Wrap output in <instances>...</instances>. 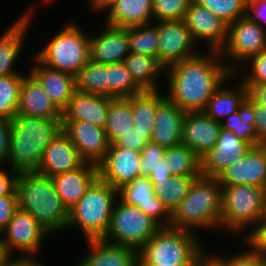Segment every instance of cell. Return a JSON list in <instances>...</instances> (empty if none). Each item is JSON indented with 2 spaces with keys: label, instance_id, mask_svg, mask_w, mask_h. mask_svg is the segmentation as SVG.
Wrapping results in <instances>:
<instances>
[{
  "label": "cell",
  "instance_id": "obj_14",
  "mask_svg": "<svg viewBox=\"0 0 266 266\" xmlns=\"http://www.w3.org/2000/svg\"><path fill=\"white\" fill-rule=\"evenodd\" d=\"M62 130L85 162L98 165L110 148L105 129L89 122L62 121Z\"/></svg>",
  "mask_w": 266,
  "mask_h": 266
},
{
  "label": "cell",
  "instance_id": "obj_55",
  "mask_svg": "<svg viewBox=\"0 0 266 266\" xmlns=\"http://www.w3.org/2000/svg\"><path fill=\"white\" fill-rule=\"evenodd\" d=\"M172 175L171 169L168 168L167 160L161 159L158 164L150 171V180H165L170 178Z\"/></svg>",
  "mask_w": 266,
  "mask_h": 266
},
{
  "label": "cell",
  "instance_id": "obj_52",
  "mask_svg": "<svg viewBox=\"0 0 266 266\" xmlns=\"http://www.w3.org/2000/svg\"><path fill=\"white\" fill-rule=\"evenodd\" d=\"M252 110L258 137L266 144V107L252 101Z\"/></svg>",
  "mask_w": 266,
  "mask_h": 266
},
{
  "label": "cell",
  "instance_id": "obj_7",
  "mask_svg": "<svg viewBox=\"0 0 266 266\" xmlns=\"http://www.w3.org/2000/svg\"><path fill=\"white\" fill-rule=\"evenodd\" d=\"M76 23H67L34 56L44 65L76 76L90 61L89 36Z\"/></svg>",
  "mask_w": 266,
  "mask_h": 266
},
{
  "label": "cell",
  "instance_id": "obj_5",
  "mask_svg": "<svg viewBox=\"0 0 266 266\" xmlns=\"http://www.w3.org/2000/svg\"><path fill=\"white\" fill-rule=\"evenodd\" d=\"M197 235L170 226L161 227L138 250L137 264H197L207 253Z\"/></svg>",
  "mask_w": 266,
  "mask_h": 266
},
{
  "label": "cell",
  "instance_id": "obj_60",
  "mask_svg": "<svg viewBox=\"0 0 266 266\" xmlns=\"http://www.w3.org/2000/svg\"><path fill=\"white\" fill-rule=\"evenodd\" d=\"M263 219L266 221V198H265Z\"/></svg>",
  "mask_w": 266,
  "mask_h": 266
},
{
  "label": "cell",
  "instance_id": "obj_46",
  "mask_svg": "<svg viewBox=\"0 0 266 266\" xmlns=\"http://www.w3.org/2000/svg\"><path fill=\"white\" fill-rule=\"evenodd\" d=\"M255 226L243 240L252 251L266 259V221L262 218Z\"/></svg>",
  "mask_w": 266,
  "mask_h": 266
},
{
  "label": "cell",
  "instance_id": "obj_40",
  "mask_svg": "<svg viewBox=\"0 0 266 266\" xmlns=\"http://www.w3.org/2000/svg\"><path fill=\"white\" fill-rule=\"evenodd\" d=\"M24 77V75L0 77V118L12 120L17 115Z\"/></svg>",
  "mask_w": 266,
  "mask_h": 266
},
{
  "label": "cell",
  "instance_id": "obj_22",
  "mask_svg": "<svg viewBox=\"0 0 266 266\" xmlns=\"http://www.w3.org/2000/svg\"><path fill=\"white\" fill-rule=\"evenodd\" d=\"M35 65L29 73L43 87L53 104L62 112L76 92V77L42 64L33 56Z\"/></svg>",
  "mask_w": 266,
  "mask_h": 266
},
{
  "label": "cell",
  "instance_id": "obj_6",
  "mask_svg": "<svg viewBox=\"0 0 266 266\" xmlns=\"http://www.w3.org/2000/svg\"><path fill=\"white\" fill-rule=\"evenodd\" d=\"M118 190L99 177L69 209L67 228L80 227L87 240L103 239L111 221Z\"/></svg>",
  "mask_w": 266,
  "mask_h": 266
},
{
  "label": "cell",
  "instance_id": "obj_16",
  "mask_svg": "<svg viewBox=\"0 0 266 266\" xmlns=\"http://www.w3.org/2000/svg\"><path fill=\"white\" fill-rule=\"evenodd\" d=\"M221 185H252L266 189V144L251 147L219 177Z\"/></svg>",
  "mask_w": 266,
  "mask_h": 266
},
{
  "label": "cell",
  "instance_id": "obj_33",
  "mask_svg": "<svg viewBox=\"0 0 266 266\" xmlns=\"http://www.w3.org/2000/svg\"><path fill=\"white\" fill-rule=\"evenodd\" d=\"M224 85L225 83L213 94L203 111L208 117L220 123L224 118L237 112L239 105L247 97V88L241 81L233 90Z\"/></svg>",
  "mask_w": 266,
  "mask_h": 266
},
{
  "label": "cell",
  "instance_id": "obj_50",
  "mask_svg": "<svg viewBox=\"0 0 266 266\" xmlns=\"http://www.w3.org/2000/svg\"><path fill=\"white\" fill-rule=\"evenodd\" d=\"M11 135V120L0 118V165L7 163Z\"/></svg>",
  "mask_w": 266,
  "mask_h": 266
},
{
  "label": "cell",
  "instance_id": "obj_31",
  "mask_svg": "<svg viewBox=\"0 0 266 266\" xmlns=\"http://www.w3.org/2000/svg\"><path fill=\"white\" fill-rule=\"evenodd\" d=\"M165 98L158 91H143L127 98L133 105V129L146 135L150 140L155 126L158 104Z\"/></svg>",
  "mask_w": 266,
  "mask_h": 266
},
{
  "label": "cell",
  "instance_id": "obj_3",
  "mask_svg": "<svg viewBox=\"0 0 266 266\" xmlns=\"http://www.w3.org/2000/svg\"><path fill=\"white\" fill-rule=\"evenodd\" d=\"M16 194L18 207L30 213L50 235L67 229L69 209L51 177L36 172L19 173Z\"/></svg>",
  "mask_w": 266,
  "mask_h": 266
},
{
  "label": "cell",
  "instance_id": "obj_34",
  "mask_svg": "<svg viewBox=\"0 0 266 266\" xmlns=\"http://www.w3.org/2000/svg\"><path fill=\"white\" fill-rule=\"evenodd\" d=\"M133 105L127 98L113 99L108 108L105 132L110 143L133 129Z\"/></svg>",
  "mask_w": 266,
  "mask_h": 266
},
{
  "label": "cell",
  "instance_id": "obj_37",
  "mask_svg": "<svg viewBox=\"0 0 266 266\" xmlns=\"http://www.w3.org/2000/svg\"><path fill=\"white\" fill-rule=\"evenodd\" d=\"M76 77V91L108 97V65L89 61Z\"/></svg>",
  "mask_w": 266,
  "mask_h": 266
},
{
  "label": "cell",
  "instance_id": "obj_18",
  "mask_svg": "<svg viewBox=\"0 0 266 266\" xmlns=\"http://www.w3.org/2000/svg\"><path fill=\"white\" fill-rule=\"evenodd\" d=\"M251 146L237 138L233 132L221 128L216 145L202 159V176L218 177L241 158Z\"/></svg>",
  "mask_w": 266,
  "mask_h": 266
},
{
  "label": "cell",
  "instance_id": "obj_53",
  "mask_svg": "<svg viewBox=\"0 0 266 266\" xmlns=\"http://www.w3.org/2000/svg\"><path fill=\"white\" fill-rule=\"evenodd\" d=\"M247 96L255 103L266 107V83L244 84Z\"/></svg>",
  "mask_w": 266,
  "mask_h": 266
},
{
  "label": "cell",
  "instance_id": "obj_58",
  "mask_svg": "<svg viewBox=\"0 0 266 266\" xmlns=\"http://www.w3.org/2000/svg\"><path fill=\"white\" fill-rule=\"evenodd\" d=\"M197 264H176V265H157V264H137V266H196Z\"/></svg>",
  "mask_w": 266,
  "mask_h": 266
},
{
  "label": "cell",
  "instance_id": "obj_15",
  "mask_svg": "<svg viewBox=\"0 0 266 266\" xmlns=\"http://www.w3.org/2000/svg\"><path fill=\"white\" fill-rule=\"evenodd\" d=\"M183 20L196 45L199 41H205L209 51L218 52L225 45L228 25L194 0L185 12Z\"/></svg>",
  "mask_w": 266,
  "mask_h": 266
},
{
  "label": "cell",
  "instance_id": "obj_36",
  "mask_svg": "<svg viewBox=\"0 0 266 266\" xmlns=\"http://www.w3.org/2000/svg\"><path fill=\"white\" fill-rule=\"evenodd\" d=\"M164 158L172 175L202 176V159L187 145L180 144L166 149Z\"/></svg>",
  "mask_w": 266,
  "mask_h": 266
},
{
  "label": "cell",
  "instance_id": "obj_13",
  "mask_svg": "<svg viewBox=\"0 0 266 266\" xmlns=\"http://www.w3.org/2000/svg\"><path fill=\"white\" fill-rule=\"evenodd\" d=\"M140 163L141 152L112 143L104 159L97 165L98 176L118 190L141 177Z\"/></svg>",
  "mask_w": 266,
  "mask_h": 266
},
{
  "label": "cell",
  "instance_id": "obj_11",
  "mask_svg": "<svg viewBox=\"0 0 266 266\" xmlns=\"http://www.w3.org/2000/svg\"><path fill=\"white\" fill-rule=\"evenodd\" d=\"M264 51H266V28L244 16L228 25L226 43L219 53L222 59L228 56L230 60L242 63Z\"/></svg>",
  "mask_w": 266,
  "mask_h": 266
},
{
  "label": "cell",
  "instance_id": "obj_28",
  "mask_svg": "<svg viewBox=\"0 0 266 266\" xmlns=\"http://www.w3.org/2000/svg\"><path fill=\"white\" fill-rule=\"evenodd\" d=\"M17 114L36 118H62V112L30 73L25 75L22 82Z\"/></svg>",
  "mask_w": 266,
  "mask_h": 266
},
{
  "label": "cell",
  "instance_id": "obj_59",
  "mask_svg": "<svg viewBox=\"0 0 266 266\" xmlns=\"http://www.w3.org/2000/svg\"><path fill=\"white\" fill-rule=\"evenodd\" d=\"M7 253L4 251V249L0 245V266H3V263L5 259L7 258Z\"/></svg>",
  "mask_w": 266,
  "mask_h": 266
},
{
  "label": "cell",
  "instance_id": "obj_20",
  "mask_svg": "<svg viewBox=\"0 0 266 266\" xmlns=\"http://www.w3.org/2000/svg\"><path fill=\"white\" fill-rule=\"evenodd\" d=\"M85 161L63 130L44 150L36 173L53 177L81 167Z\"/></svg>",
  "mask_w": 266,
  "mask_h": 266
},
{
  "label": "cell",
  "instance_id": "obj_61",
  "mask_svg": "<svg viewBox=\"0 0 266 266\" xmlns=\"http://www.w3.org/2000/svg\"><path fill=\"white\" fill-rule=\"evenodd\" d=\"M263 266H266V259H264V264H263Z\"/></svg>",
  "mask_w": 266,
  "mask_h": 266
},
{
  "label": "cell",
  "instance_id": "obj_57",
  "mask_svg": "<svg viewBox=\"0 0 266 266\" xmlns=\"http://www.w3.org/2000/svg\"><path fill=\"white\" fill-rule=\"evenodd\" d=\"M196 266H221L210 254L206 253Z\"/></svg>",
  "mask_w": 266,
  "mask_h": 266
},
{
  "label": "cell",
  "instance_id": "obj_32",
  "mask_svg": "<svg viewBox=\"0 0 266 266\" xmlns=\"http://www.w3.org/2000/svg\"><path fill=\"white\" fill-rule=\"evenodd\" d=\"M254 121L252 100L247 96L239 105L238 111L224 118L220 124L222 129L233 132L237 138L253 147L265 144L258 137Z\"/></svg>",
  "mask_w": 266,
  "mask_h": 266
},
{
  "label": "cell",
  "instance_id": "obj_39",
  "mask_svg": "<svg viewBox=\"0 0 266 266\" xmlns=\"http://www.w3.org/2000/svg\"><path fill=\"white\" fill-rule=\"evenodd\" d=\"M129 27L130 52L158 58L159 34L156 23Z\"/></svg>",
  "mask_w": 266,
  "mask_h": 266
},
{
  "label": "cell",
  "instance_id": "obj_12",
  "mask_svg": "<svg viewBox=\"0 0 266 266\" xmlns=\"http://www.w3.org/2000/svg\"><path fill=\"white\" fill-rule=\"evenodd\" d=\"M156 25L159 34L158 61L165 68L199 54L183 19L156 21Z\"/></svg>",
  "mask_w": 266,
  "mask_h": 266
},
{
  "label": "cell",
  "instance_id": "obj_25",
  "mask_svg": "<svg viewBox=\"0 0 266 266\" xmlns=\"http://www.w3.org/2000/svg\"><path fill=\"white\" fill-rule=\"evenodd\" d=\"M28 9L0 37V77L23 75L14 70L13 67L23 48L28 28L31 27L34 10L32 7Z\"/></svg>",
  "mask_w": 266,
  "mask_h": 266
},
{
  "label": "cell",
  "instance_id": "obj_35",
  "mask_svg": "<svg viewBox=\"0 0 266 266\" xmlns=\"http://www.w3.org/2000/svg\"><path fill=\"white\" fill-rule=\"evenodd\" d=\"M201 176L173 175L165 180H150L154 186V192L164 206L172 213L182 199L187 195L196 178Z\"/></svg>",
  "mask_w": 266,
  "mask_h": 266
},
{
  "label": "cell",
  "instance_id": "obj_10",
  "mask_svg": "<svg viewBox=\"0 0 266 266\" xmlns=\"http://www.w3.org/2000/svg\"><path fill=\"white\" fill-rule=\"evenodd\" d=\"M0 235V245L7 255H13L14 250L21 255H36L42 240L50 234L30 213L18 207Z\"/></svg>",
  "mask_w": 266,
  "mask_h": 266
},
{
  "label": "cell",
  "instance_id": "obj_21",
  "mask_svg": "<svg viewBox=\"0 0 266 266\" xmlns=\"http://www.w3.org/2000/svg\"><path fill=\"white\" fill-rule=\"evenodd\" d=\"M220 130V122L204 112H186L182 125V144L202 158L216 145Z\"/></svg>",
  "mask_w": 266,
  "mask_h": 266
},
{
  "label": "cell",
  "instance_id": "obj_42",
  "mask_svg": "<svg viewBox=\"0 0 266 266\" xmlns=\"http://www.w3.org/2000/svg\"><path fill=\"white\" fill-rule=\"evenodd\" d=\"M193 0H152V17L155 22L182 20Z\"/></svg>",
  "mask_w": 266,
  "mask_h": 266
},
{
  "label": "cell",
  "instance_id": "obj_19",
  "mask_svg": "<svg viewBox=\"0 0 266 266\" xmlns=\"http://www.w3.org/2000/svg\"><path fill=\"white\" fill-rule=\"evenodd\" d=\"M104 28L95 37L89 36L90 60L104 65L124 62L130 53L129 27L105 24Z\"/></svg>",
  "mask_w": 266,
  "mask_h": 266
},
{
  "label": "cell",
  "instance_id": "obj_17",
  "mask_svg": "<svg viewBox=\"0 0 266 266\" xmlns=\"http://www.w3.org/2000/svg\"><path fill=\"white\" fill-rule=\"evenodd\" d=\"M118 199L128 205L137 206L160 227H169L171 224V213L156 197L149 177H137L122 186L118 189Z\"/></svg>",
  "mask_w": 266,
  "mask_h": 266
},
{
  "label": "cell",
  "instance_id": "obj_9",
  "mask_svg": "<svg viewBox=\"0 0 266 266\" xmlns=\"http://www.w3.org/2000/svg\"><path fill=\"white\" fill-rule=\"evenodd\" d=\"M160 228L137 206L117 200L109 229L103 239L138 251Z\"/></svg>",
  "mask_w": 266,
  "mask_h": 266
},
{
  "label": "cell",
  "instance_id": "obj_49",
  "mask_svg": "<svg viewBox=\"0 0 266 266\" xmlns=\"http://www.w3.org/2000/svg\"><path fill=\"white\" fill-rule=\"evenodd\" d=\"M245 16L265 28L266 26V0H247Z\"/></svg>",
  "mask_w": 266,
  "mask_h": 266
},
{
  "label": "cell",
  "instance_id": "obj_1",
  "mask_svg": "<svg viewBox=\"0 0 266 266\" xmlns=\"http://www.w3.org/2000/svg\"><path fill=\"white\" fill-rule=\"evenodd\" d=\"M209 53H199L165 68L169 78L165 97L185 112H203L213 94L238 73L239 64H225L218 51Z\"/></svg>",
  "mask_w": 266,
  "mask_h": 266
},
{
  "label": "cell",
  "instance_id": "obj_44",
  "mask_svg": "<svg viewBox=\"0 0 266 266\" xmlns=\"http://www.w3.org/2000/svg\"><path fill=\"white\" fill-rule=\"evenodd\" d=\"M166 149L151 140L141 150V177H149L150 171L164 158Z\"/></svg>",
  "mask_w": 266,
  "mask_h": 266
},
{
  "label": "cell",
  "instance_id": "obj_47",
  "mask_svg": "<svg viewBox=\"0 0 266 266\" xmlns=\"http://www.w3.org/2000/svg\"><path fill=\"white\" fill-rule=\"evenodd\" d=\"M150 141V139L139 133L137 130L132 129L128 133L123 134L115 144L120 147L132 149L141 152L143 147Z\"/></svg>",
  "mask_w": 266,
  "mask_h": 266
},
{
  "label": "cell",
  "instance_id": "obj_56",
  "mask_svg": "<svg viewBox=\"0 0 266 266\" xmlns=\"http://www.w3.org/2000/svg\"><path fill=\"white\" fill-rule=\"evenodd\" d=\"M117 0H90V5L95 10L109 11Z\"/></svg>",
  "mask_w": 266,
  "mask_h": 266
},
{
  "label": "cell",
  "instance_id": "obj_51",
  "mask_svg": "<svg viewBox=\"0 0 266 266\" xmlns=\"http://www.w3.org/2000/svg\"><path fill=\"white\" fill-rule=\"evenodd\" d=\"M0 168V196L4 195H17L16 194V180L18 172L9 168L10 175Z\"/></svg>",
  "mask_w": 266,
  "mask_h": 266
},
{
  "label": "cell",
  "instance_id": "obj_24",
  "mask_svg": "<svg viewBox=\"0 0 266 266\" xmlns=\"http://www.w3.org/2000/svg\"><path fill=\"white\" fill-rule=\"evenodd\" d=\"M185 111L166 97L158 104L151 141L169 149L182 144Z\"/></svg>",
  "mask_w": 266,
  "mask_h": 266
},
{
  "label": "cell",
  "instance_id": "obj_38",
  "mask_svg": "<svg viewBox=\"0 0 266 266\" xmlns=\"http://www.w3.org/2000/svg\"><path fill=\"white\" fill-rule=\"evenodd\" d=\"M142 92L124 62L108 65V97L129 98Z\"/></svg>",
  "mask_w": 266,
  "mask_h": 266
},
{
  "label": "cell",
  "instance_id": "obj_23",
  "mask_svg": "<svg viewBox=\"0 0 266 266\" xmlns=\"http://www.w3.org/2000/svg\"><path fill=\"white\" fill-rule=\"evenodd\" d=\"M113 99L76 91L62 111V121H83L104 128Z\"/></svg>",
  "mask_w": 266,
  "mask_h": 266
},
{
  "label": "cell",
  "instance_id": "obj_45",
  "mask_svg": "<svg viewBox=\"0 0 266 266\" xmlns=\"http://www.w3.org/2000/svg\"><path fill=\"white\" fill-rule=\"evenodd\" d=\"M248 61H250V68L252 69L245 73V77L242 78L241 82L243 84L266 83V51L252 56Z\"/></svg>",
  "mask_w": 266,
  "mask_h": 266
},
{
  "label": "cell",
  "instance_id": "obj_4",
  "mask_svg": "<svg viewBox=\"0 0 266 266\" xmlns=\"http://www.w3.org/2000/svg\"><path fill=\"white\" fill-rule=\"evenodd\" d=\"M222 186L218 179L201 176L171 213L170 227L197 233V228L221 230ZM218 227V228H216Z\"/></svg>",
  "mask_w": 266,
  "mask_h": 266
},
{
  "label": "cell",
  "instance_id": "obj_29",
  "mask_svg": "<svg viewBox=\"0 0 266 266\" xmlns=\"http://www.w3.org/2000/svg\"><path fill=\"white\" fill-rule=\"evenodd\" d=\"M107 12L104 24L109 26L128 28L150 24L152 0H117Z\"/></svg>",
  "mask_w": 266,
  "mask_h": 266
},
{
  "label": "cell",
  "instance_id": "obj_2",
  "mask_svg": "<svg viewBox=\"0 0 266 266\" xmlns=\"http://www.w3.org/2000/svg\"><path fill=\"white\" fill-rule=\"evenodd\" d=\"M62 131V118H36L16 115L11 120V135L7 162L10 169L36 172L42 154Z\"/></svg>",
  "mask_w": 266,
  "mask_h": 266
},
{
  "label": "cell",
  "instance_id": "obj_41",
  "mask_svg": "<svg viewBox=\"0 0 266 266\" xmlns=\"http://www.w3.org/2000/svg\"><path fill=\"white\" fill-rule=\"evenodd\" d=\"M200 6L207 8L227 25L242 18L246 14L247 0H194Z\"/></svg>",
  "mask_w": 266,
  "mask_h": 266
},
{
  "label": "cell",
  "instance_id": "obj_43",
  "mask_svg": "<svg viewBox=\"0 0 266 266\" xmlns=\"http://www.w3.org/2000/svg\"><path fill=\"white\" fill-rule=\"evenodd\" d=\"M221 266H263L264 258L247 248L246 251L232 256L209 253Z\"/></svg>",
  "mask_w": 266,
  "mask_h": 266
},
{
  "label": "cell",
  "instance_id": "obj_27",
  "mask_svg": "<svg viewBox=\"0 0 266 266\" xmlns=\"http://www.w3.org/2000/svg\"><path fill=\"white\" fill-rule=\"evenodd\" d=\"M98 166L85 162L76 170L51 177L61 201L70 209L98 178Z\"/></svg>",
  "mask_w": 266,
  "mask_h": 266
},
{
  "label": "cell",
  "instance_id": "obj_8",
  "mask_svg": "<svg viewBox=\"0 0 266 266\" xmlns=\"http://www.w3.org/2000/svg\"><path fill=\"white\" fill-rule=\"evenodd\" d=\"M221 186V230L227 228L237 234L263 218L265 188L246 184Z\"/></svg>",
  "mask_w": 266,
  "mask_h": 266
},
{
  "label": "cell",
  "instance_id": "obj_30",
  "mask_svg": "<svg viewBox=\"0 0 266 266\" xmlns=\"http://www.w3.org/2000/svg\"><path fill=\"white\" fill-rule=\"evenodd\" d=\"M124 63L134 82L143 91H158L157 77L166 71L157 57L130 52Z\"/></svg>",
  "mask_w": 266,
  "mask_h": 266
},
{
  "label": "cell",
  "instance_id": "obj_26",
  "mask_svg": "<svg viewBox=\"0 0 266 266\" xmlns=\"http://www.w3.org/2000/svg\"><path fill=\"white\" fill-rule=\"evenodd\" d=\"M91 249L76 266H137L138 251L104 239L87 240Z\"/></svg>",
  "mask_w": 266,
  "mask_h": 266
},
{
  "label": "cell",
  "instance_id": "obj_48",
  "mask_svg": "<svg viewBox=\"0 0 266 266\" xmlns=\"http://www.w3.org/2000/svg\"><path fill=\"white\" fill-rule=\"evenodd\" d=\"M17 208V195L0 196V234L4 231Z\"/></svg>",
  "mask_w": 266,
  "mask_h": 266
},
{
  "label": "cell",
  "instance_id": "obj_54",
  "mask_svg": "<svg viewBox=\"0 0 266 266\" xmlns=\"http://www.w3.org/2000/svg\"><path fill=\"white\" fill-rule=\"evenodd\" d=\"M34 255H19L14 258V255H8L5 259L3 266H44L34 259Z\"/></svg>",
  "mask_w": 266,
  "mask_h": 266
}]
</instances>
